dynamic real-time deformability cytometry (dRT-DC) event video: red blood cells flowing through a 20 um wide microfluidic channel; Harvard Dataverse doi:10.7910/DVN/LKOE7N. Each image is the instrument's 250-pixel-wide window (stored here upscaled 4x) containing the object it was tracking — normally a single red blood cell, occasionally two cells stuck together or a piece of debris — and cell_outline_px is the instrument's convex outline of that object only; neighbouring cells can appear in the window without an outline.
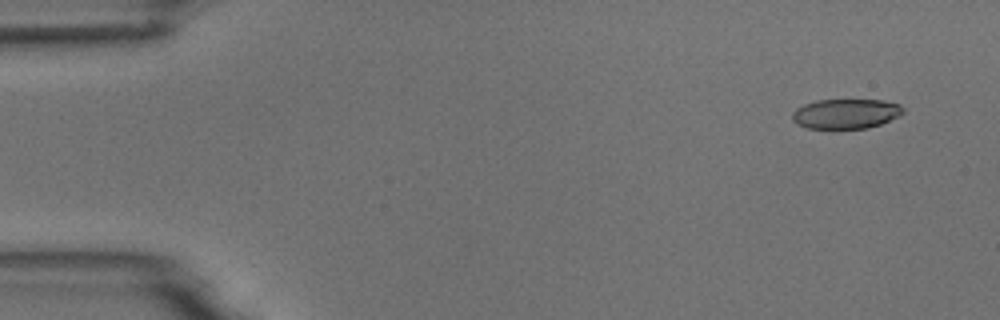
{"species": "common noctule bat (a hibernating species)", "species_latin": "Nyctalus noctula", "temperature_condition": "room temperature", "stored_images_in_passage": 6, "camera_frame_rate_fps": 3000, "um_per_image_px": 0.085, "animal": {"sex": "male", "body_mass_g": 18.8}, "frame": {"image": 1, "passage_image": 2, "time_ms": 1.0, "image_size_px": [1000, 320], "cell_outline_px": [[904, 112], [900, 116], [880, 124], [868, 128], [808, 128], [796, 124], [792, 120], [792, 112], [796, 108], [804, 104], [816, 100], [880, 100], [900, 104], [904, 108]], "centroid_in_image_um": [71.89, 9.66], "position_along_channel_um": 13.1, "area_um2": 19.31}}
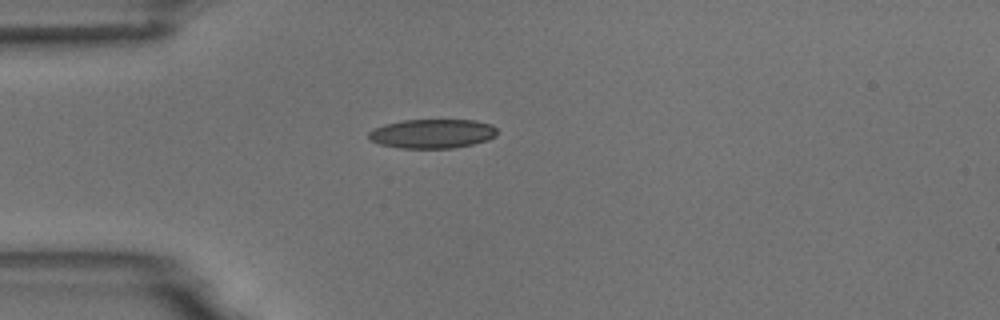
{"frame": {"image": 2, "passage_image": 5, "time_ms": 4.667, "image_size_px": [1000, 320], "cell_outline_px": [[496, 136], [488, 140], [472, 144], [452, 148], [400, 148], [380, 144], [368, 140], [368, 132], [384, 124], [404, 120], [476, 120], [492, 124], [496, 128]], "centroid_in_image_um": [36.75, 11.36], "position_along_channel_um": 48.3, "area_um2": 21.91}}